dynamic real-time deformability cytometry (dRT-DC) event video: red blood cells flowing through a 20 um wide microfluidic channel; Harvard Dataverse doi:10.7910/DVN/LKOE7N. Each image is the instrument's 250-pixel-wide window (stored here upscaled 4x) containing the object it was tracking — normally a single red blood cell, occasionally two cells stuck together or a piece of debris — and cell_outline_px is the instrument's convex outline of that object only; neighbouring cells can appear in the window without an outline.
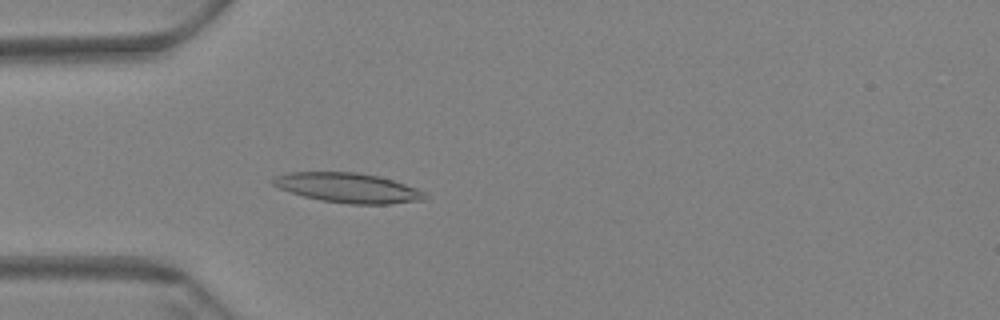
{"species": "Egyptian fruit bat (a non-hibernating species)", "species_latin": "Rousettus aegyptiacus", "temperature_condition": "warm", "stored_images_in_passage": 34, "camera_frame_rate_fps": 3000, "um_per_image_px": 0.085, "animal": {"sex": "female"}, "frame": {"image": 1, "passage_image": 18, "time_ms": 5.667, "image_size_px": [1000, 320], "cell_outline_px": [[428, 200], [388, 204], [348, 204], [320, 200], [304, 196], [280, 188], [272, 184], [268, 180], [272, 176], [288, 172], [356, 172], [376, 176], [392, 180], [416, 188], [424, 192], [428, 196]], "centroid_in_image_um": [29.56, 15.97], "position_along_channel_um": 55.4, "area_um2": 26.41}}
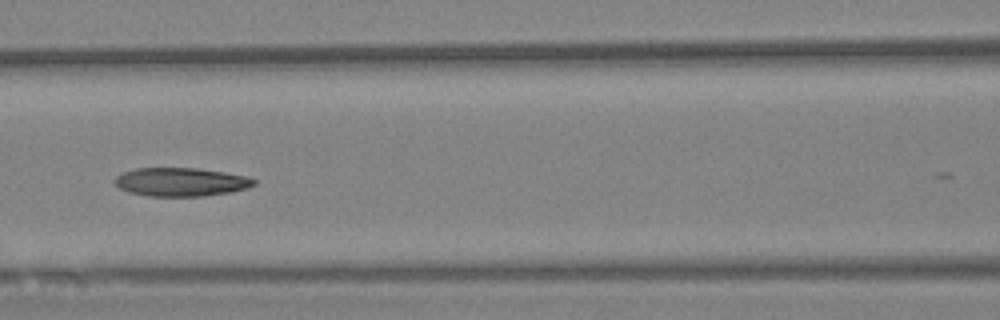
{"frame": {"image": 2, "passage_image": 27, "time_ms": 8.667, "image_size_px": [1000, 320], "cell_outline_px": [[256, 184], [248, 188], [232, 192], [204, 196], [148, 196], [128, 192], [120, 188], [112, 180], [116, 176], [124, 172], [136, 168], [196, 168], [224, 172], [244, 176], [256, 180]], "centroid_in_image_um": [15.37, 15.47], "position_along_channel_um": 151.2, "area_um2": 23.18}}
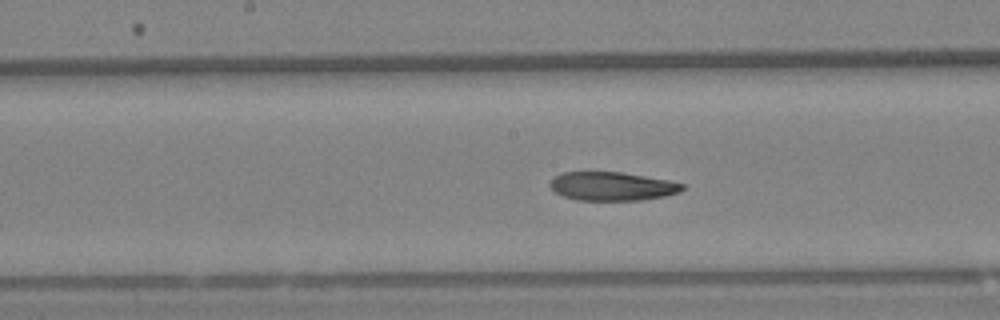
{"frame": {"image": 3, "passage_image": 31, "time_ms": 10.0, "image_size_px": [1000, 320], "cell_outline_px": [[684, 188], [680, 192], [664, 196], [640, 200], [576, 200], [564, 196], [556, 192], [548, 184], [556, 176], [564, 172], [620, 172], [668, 180], [684, 184]], "centroid_in_image_um": [52.04, 15.83], "position_along_channel_um": 196.2, "area_um2": 21.85}}